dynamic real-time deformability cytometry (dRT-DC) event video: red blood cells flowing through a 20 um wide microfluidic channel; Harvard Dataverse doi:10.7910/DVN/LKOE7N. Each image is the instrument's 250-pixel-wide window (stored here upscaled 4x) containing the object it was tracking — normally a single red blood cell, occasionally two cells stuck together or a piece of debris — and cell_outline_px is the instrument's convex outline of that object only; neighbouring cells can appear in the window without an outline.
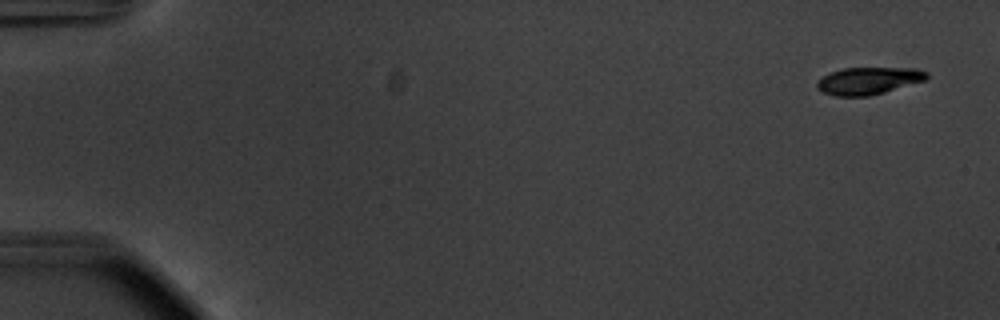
{"species": "common noctule bat (a hibernating species)", "species_latin": "Nyctalus noctula", "temperature_condition": "warm", "stored_images_in_passage": 9, "camera_frame_rate_fps": 3000, "um_per_image_px": 0.085, "animal": {"sex": "male", "body_mass_g": 20.1, "forearm_length_mm": 53.5}, "frame": {"image": 1, "passage_image": 1, "time_ms": 0.0, "image_size_px": [1000, 320], "cell_outline_px": [[928, 76], [924, 80], [884, 92], [868, 96], [836, 96], [824, 92], [816, 88], [816, 80], [832, 72], [844, 68], [916, 68], [928, 72]], "centroid_in_image_um": [73.8, 6.86], "position_along_channel_um": 11.2, "area_um2": 17.22}}